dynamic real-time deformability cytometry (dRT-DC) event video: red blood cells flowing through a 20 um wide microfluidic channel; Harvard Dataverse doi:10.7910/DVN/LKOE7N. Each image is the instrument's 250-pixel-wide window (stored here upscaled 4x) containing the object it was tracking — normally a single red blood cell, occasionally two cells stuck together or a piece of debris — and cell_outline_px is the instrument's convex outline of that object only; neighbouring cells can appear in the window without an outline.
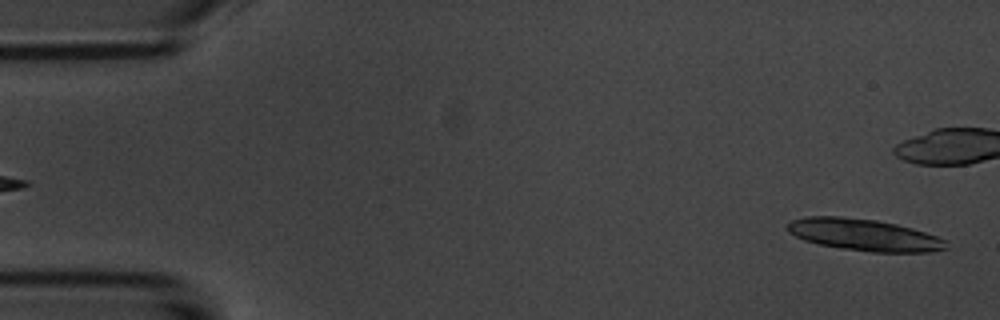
{"species": "common noctule bat (a hibernating species)", "species_latin": "Nyctalus noctula", "temperature_condition": "room temperature", "stored_images_in_passage": 5, "segment_of_instrument_passage": [2, 2], "camera_frame_rate_fps": 3000, "um_per_image_px": 0.085, "animal": {"sex": "male", "body_mass_g": 20.1, "forearm_length_mm": 53.5}, "frame": {"image": 1, "passage_image": 5, "time_ms": 4.667, "image_size_px": [1000, 320], "cell_outline_px": [[948, 248], [928, 252], [872, 252], [840, 248], [820, 244], [804, 240], [788, 232], [784, 228], [792, 220], [808, 216], [840, 216], [876, 220], [896, 224], [912, 228], [948, 240]], "centroid_in_image_um": [73.45, 19.96], "position_along_channel_um": 11.6, "area_um2": 29.48}}